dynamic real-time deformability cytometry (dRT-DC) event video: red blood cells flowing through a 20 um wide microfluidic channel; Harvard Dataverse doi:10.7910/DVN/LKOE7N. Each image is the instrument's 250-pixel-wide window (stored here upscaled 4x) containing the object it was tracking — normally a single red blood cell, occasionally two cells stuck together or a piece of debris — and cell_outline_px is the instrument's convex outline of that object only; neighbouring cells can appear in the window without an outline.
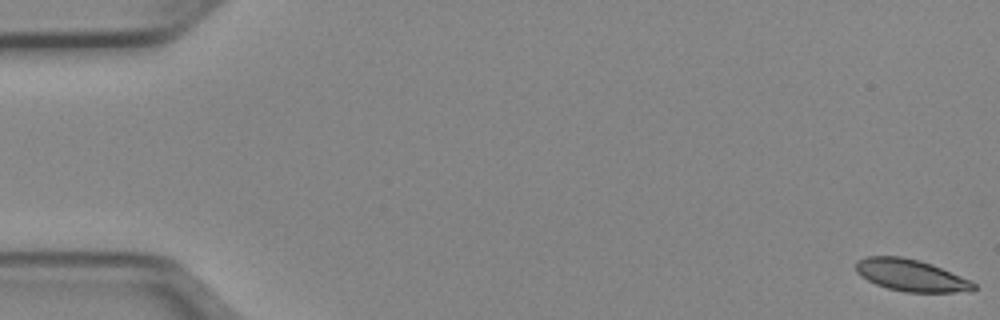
{"species": "Egyptian fruit bat (a non-hibernating species)", "species_latin": "Rousettus aegyptiacus", "temperature_condition": "cold", "stored_images_in_passage": 52, "camera_frame_rate_fps": 3000, "um_per_image_px": 0.085, "animal": {"sex": "female"}, "frame": {"image": 1, "passage_image": 1, "time_ms": 0.0, "image_size_px": [1000, 320], "cell_outline_px": [[976, 288], [972, 292], [904, 292], [888, 288], [876, 284], [860, 276], [856, 272], [856, 260], [868, 256], [900, 256], [920, 260], [932, 264], [972, 280], [976, 284]], "centroid_in_image_um": [77.47, 23.4], "position_along_channel_um": 7.5, "area_um2": 22.14}}
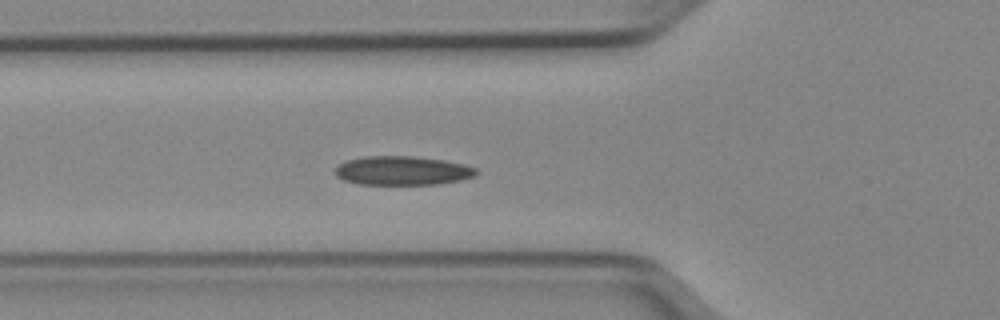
{"frame": {"image": 2, "passage_image": 19, "time_ms": 6.0, "image_size_px": [1000, 320], "cell_outline_px": [[480, 172], [476, 176], [460, 180], [436, 184], [360, 184], [344, 180], [336, 176], [336, 168], [344, 160], [364, 156], [412, 156], [444, 160], [464, 164], [476, 168]], "centroid_in_image_um": [34.23, 14.5], "position_along_channel_um": 91.6, "area_um2": 23.87}}
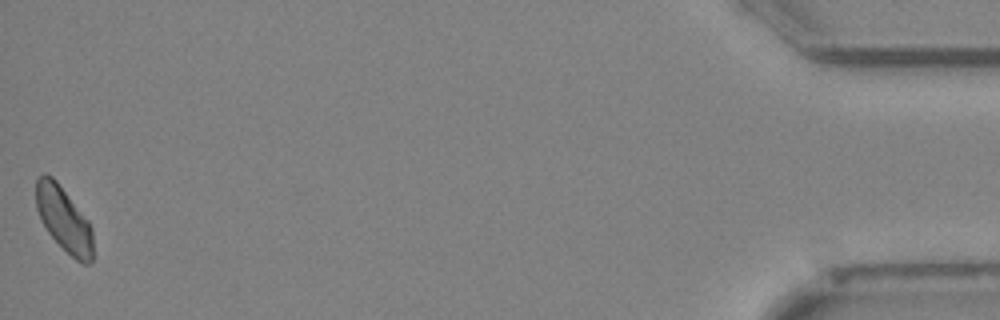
{"frame": {"image": 3, "passage_image": 52, "time_ms": 17.0, "image_size_px": [1000, 320], "cell_outline_px": [[92, 264], [84, 264], [76, 260], [48, 232], [36, 208], [36, 176], [44, 172], [52, 176], [56, 180], [88, 220], [92, 228]], "centroid_in_image_um": [5.42, 18.6], "position_along_channel_um": 429.8, "area_um2": 21.27}, "authors_computed_cell_mechanics": {"area_um2": 22.6865, "velocity_mm_per_s": 3.9279, "shape_relaxation_time_tau1_ms": 5.9684, "shape_relaxation_time_tau2_ms": null, "deformation_change_tau1": 0.1113, "deformation_change_tau2": null}}